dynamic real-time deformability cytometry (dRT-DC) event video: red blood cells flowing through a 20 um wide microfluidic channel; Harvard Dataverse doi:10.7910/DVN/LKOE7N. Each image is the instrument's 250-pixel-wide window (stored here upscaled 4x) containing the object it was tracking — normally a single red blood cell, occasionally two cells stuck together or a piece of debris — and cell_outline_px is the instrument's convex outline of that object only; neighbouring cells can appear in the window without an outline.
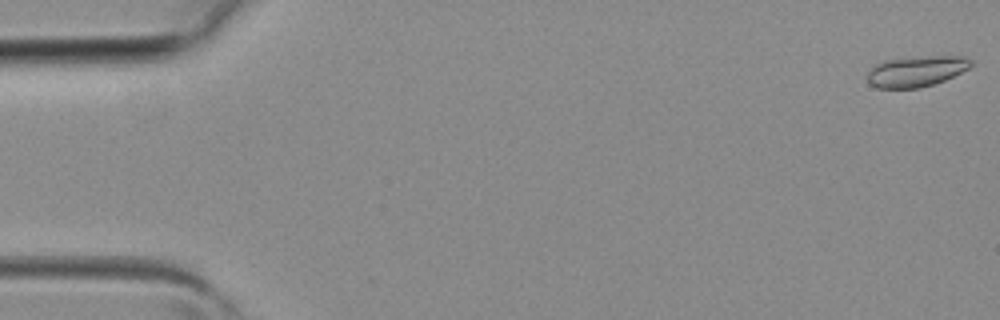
{"species": "common noctule bat (a hibernating species)", "species_latin": "Nyctalus noctula", "temperature_condition": "room temperature", "stored_images_in_passage": 4, "camera_frame_rate_fps": 3000, "um_per_image_px": 0.085, "animal": {"sex": "female", "body_mass_g": 19.3, "forearm_length_mm": 54.1}, "frame": {"image": 1, "passage_image": 1, "time_ms": 0.0, "image_size_px": [1000, 320], "cell_outline_px": [[972, 64], [968, 68], [944, 80], [920, 88], [876, 88], [868, 84], [868, 72], [876, 64], [884, 60], [932, 56], [964, 56], [972, 60]], "centroid_in_image_um": [77.86, 6.07], "position_along_channel_um": 7.1, "area_um2": 18.32}}